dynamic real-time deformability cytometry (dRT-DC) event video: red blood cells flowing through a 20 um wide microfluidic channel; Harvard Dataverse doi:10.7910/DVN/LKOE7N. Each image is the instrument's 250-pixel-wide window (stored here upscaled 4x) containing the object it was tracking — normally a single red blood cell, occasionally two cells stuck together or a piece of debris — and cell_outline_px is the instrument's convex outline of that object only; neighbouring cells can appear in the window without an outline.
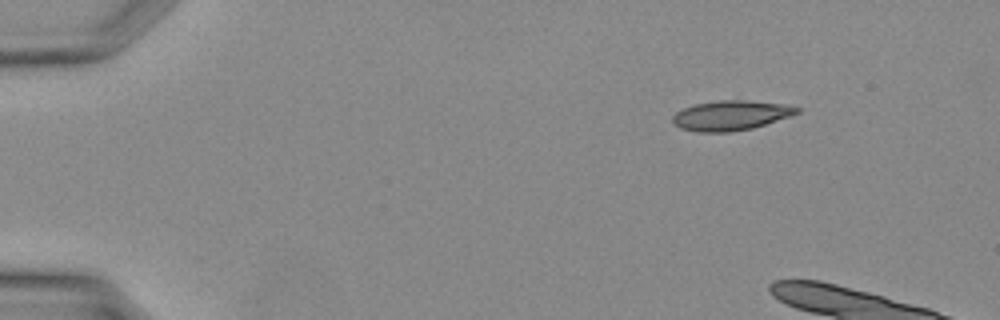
{"species": "Egyptian fruit bat (a non-hibernating species)", "species_latin": "Rousettus aegyptiacus", "temperature_condition": "warm", "stored_images_in_passage": 7, "camera_frame_rate_fps": 3000, "um_per_image_px": 0.085, "animal": {"sex": "female"}, "frame": {"image": 1, "passage_image": 1, "time_ms": 0.0, "image_size_px": [1000, 320], "cell_outline_px": [[800, 112], [752, 128], [728, 132], [700, 132], [680, 128], [672, 120], [672, 116], [676, 112], [684, 108], [696, 104], [720, 100], [744, 100], [784, 104], [800, 108]], "centroid_in_image_um": [62.1, 9.81], "position_along_channel_um": 22.9, "area_um2": 21.21}}